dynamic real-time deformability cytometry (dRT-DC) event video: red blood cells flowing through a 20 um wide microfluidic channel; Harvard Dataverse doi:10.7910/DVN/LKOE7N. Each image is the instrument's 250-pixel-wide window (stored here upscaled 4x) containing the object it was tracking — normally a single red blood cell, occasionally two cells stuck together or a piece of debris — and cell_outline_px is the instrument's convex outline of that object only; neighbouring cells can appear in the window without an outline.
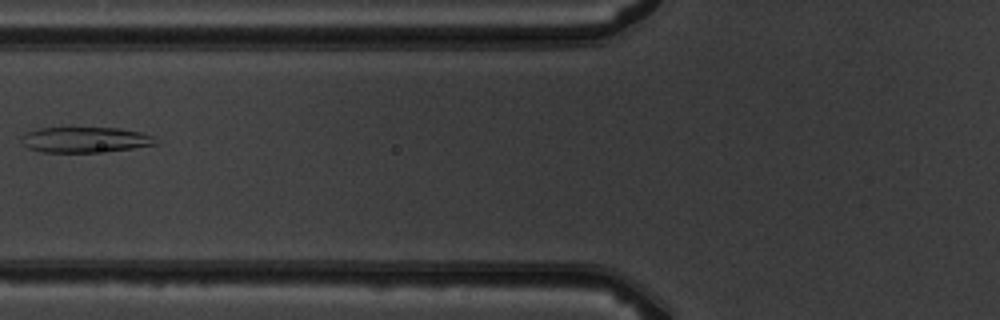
{"species": "common noctule bat (a hibernating species)", "species_latin": "Nyctalus noctula", "temperature_condition": "warm", "stored_images_in_passage": 7, "camera_frame_rate_fps": 3000, "um_per_image_px": 0.085, "animal": {"sex": "male", "body_mass_g": 19.5, "forearm_length_mm": 54.6}, "frame": {"image": 1, "passage_image": 7, "time_ms": 7.0, "image_size_px": [1000, 320], "cell_outline_px": [[160, 144], [132, 148], [92, 152], [40, 152], [28, 148], [20, 140], [20, 136], [28, 132], [40, 128], [120, 128], [140, 132], [156, 136]], "centroid_in_image_um": [7.27, 11.87], "position_along_channel_um": 118.5, "area_um2": 20.0}}